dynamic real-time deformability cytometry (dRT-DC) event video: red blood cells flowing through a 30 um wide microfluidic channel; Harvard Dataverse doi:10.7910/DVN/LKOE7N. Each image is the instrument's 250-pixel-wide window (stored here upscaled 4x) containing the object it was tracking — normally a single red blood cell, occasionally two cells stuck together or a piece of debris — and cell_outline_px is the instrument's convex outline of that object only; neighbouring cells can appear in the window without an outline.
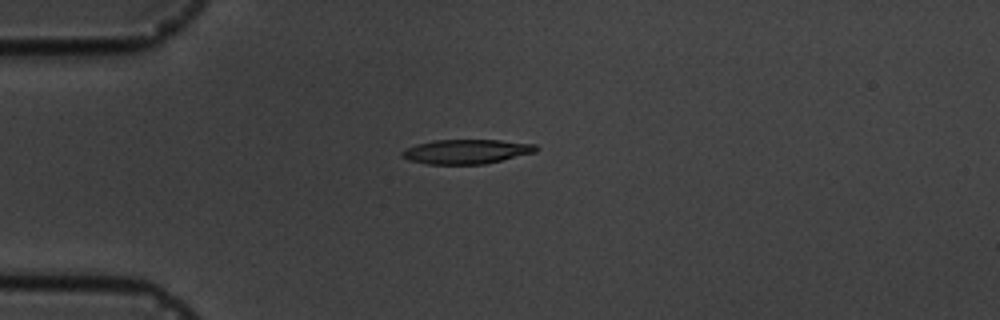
{"species": "common noctule bat (a hibernating species)", "species_latin": "Nyctalus noctula", "temperature_condition": "cold", "stored_images_in_passage": 3, "camera_frame_rate_fps": 3000, "um_per_image_px": 0.085, "animal": {"sex": "male", "body_mass_g": 19.5, "forearm_length_mm": 54.6}, "frame": {"image": 1, "passage_image": 1, "time_ms": 0.0, "image_size_px": [1000, 320], "cell_outline_px": [[540, 148], [536, 152], [484, 164], [428, 164], [408, 160], [400, 156], [400, 152], [416, 144], [432, 140], [500, 140], [536, 144]], "centroid_in_image_um": [39.65, 12.88], "position_along_channel_um": 45.4, "area_um2": 19.13}}
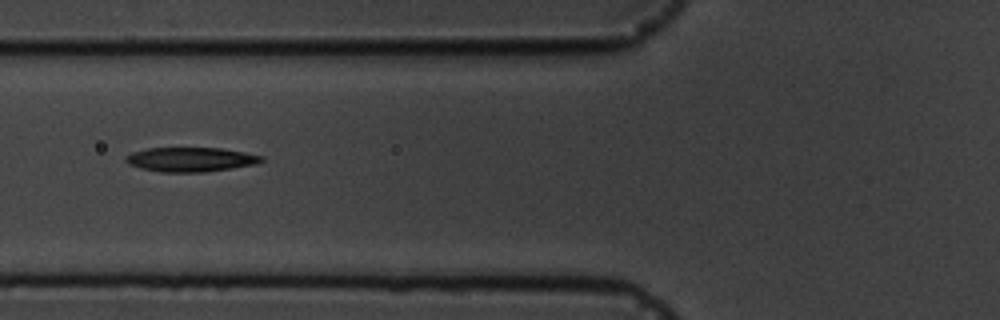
{"frame": {"image": 2, "passage_image": 3, "time_ms": 2.333, "image_size_px": [1000, 320], "cell_outline_px": [[264, 160], [256, 164], [204, 172], [160, 172], [140, 168], [128, 164], [124, 160], [124, 156], [132, 152], [148, 148], [220, 148], [244, 152], [264, 156]], "centroid_in_image_um": [16.17, 13.55], "position_along_channel_um": 109.6, "area_um2": 19.31}}